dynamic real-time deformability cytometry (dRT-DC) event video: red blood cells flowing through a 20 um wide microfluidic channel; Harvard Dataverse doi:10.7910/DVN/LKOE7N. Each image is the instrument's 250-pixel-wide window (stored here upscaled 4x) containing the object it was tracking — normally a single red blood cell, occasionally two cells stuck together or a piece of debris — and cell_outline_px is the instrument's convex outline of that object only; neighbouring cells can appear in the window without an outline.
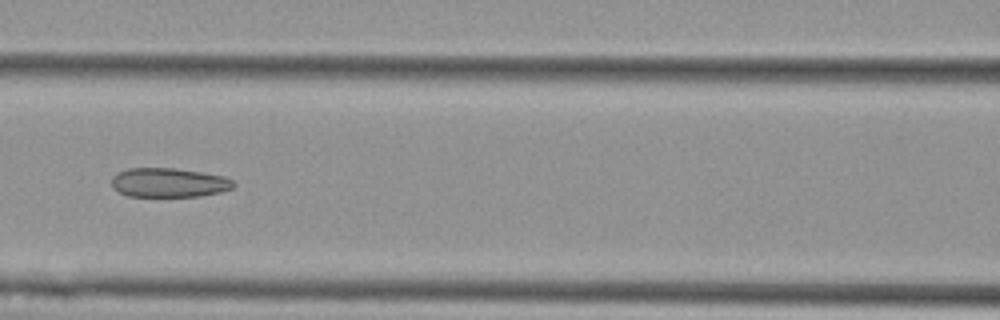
{"species": "Egyptian fruit bat (a non-hibernating species)", "species_latin": "Rousettus aegyptiacus", "temperature_condition": "cold", "stored_images_in_passage": 10, "camera_frame_rate_fps": 3000, "um_per_image_px": 0.085, "animal": {"sex": "female"}, "frame": {"image": 1, "passage_image": 7, "time_ms": 2.0, "image_size_px": [1000, 320], "cell_outline_px": [[236, 184], [232, 188], [220, 192], [200, 196], [128, 196], [112, 188], [112, 176], [116, 172], [128, 168], [176, 168], [224, 176], [232, 180]], "centroid_in_image_um": [14.33, 15.51], "position_along_channel_um": 152.3, "area_um2": 20.81}}
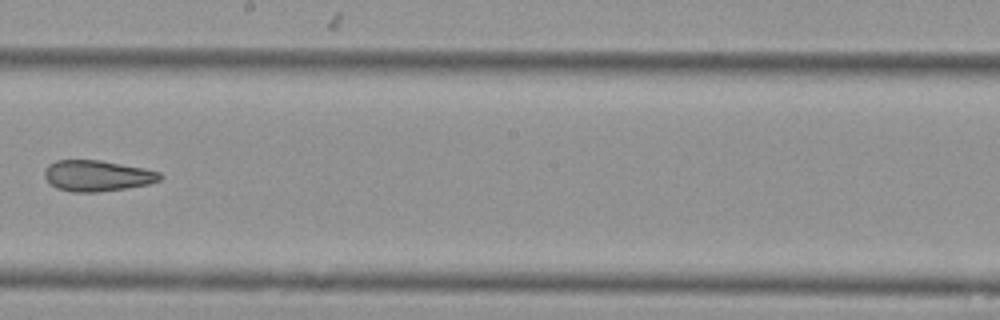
{"frame": {"image": 2, "passage_image": 9, "time_ms": 2.667, "image_size_px": [1000, 320], "cell_outline_px": [[164, 176], [160, 180], [148, 184], [128, 188], [96, 192], [72, 192], [56, 188], [44, 176], [44, 172], [48, 164], [56, 160], [100, 160], [144, 168], [160, 172]], "centroid_in_image_um": [8.28, 14.94], "position_along_channel_um": 239.9, "area_um2": 20.87}}
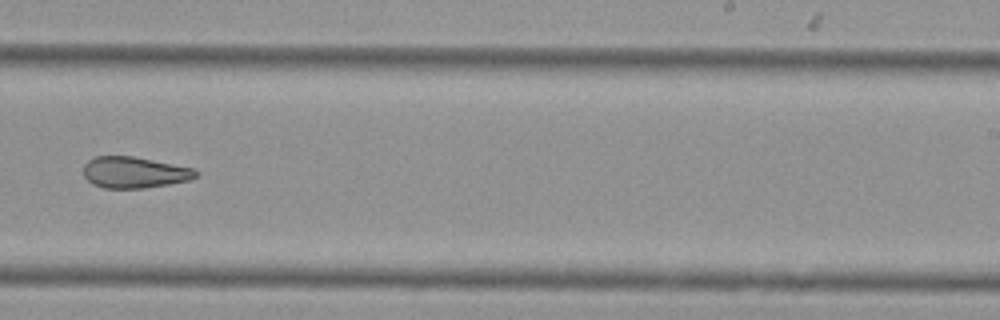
{"frame": {"image": 3, "passage_image": 10, "time_ms": 3.0, "image_size_px": [1000, 320], "cell_outline_px": [[200, 172], [196, 176], [188, 180], [168, 184], [140, 188], [104, 188], [92, 184], [84, 176], [84, 164], [88, 160], [96, 156], [132, 156], [196, 168]], "centroid_in_image_um": [11.43, 14.64], "position_along_channel_um": 277.6, "area_um2": 20.46}}